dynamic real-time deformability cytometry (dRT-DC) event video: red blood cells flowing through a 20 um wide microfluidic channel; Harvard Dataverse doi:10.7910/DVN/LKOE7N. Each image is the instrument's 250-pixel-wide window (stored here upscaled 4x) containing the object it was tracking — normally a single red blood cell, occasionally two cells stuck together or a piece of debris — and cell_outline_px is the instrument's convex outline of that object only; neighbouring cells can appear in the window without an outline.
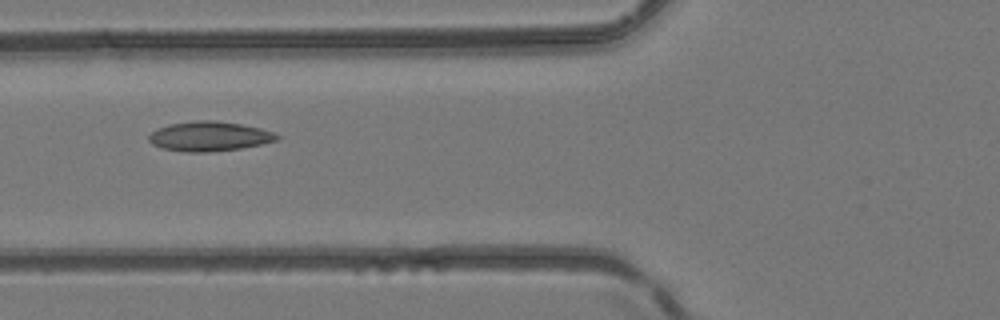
{"species": "common noctule bat (a hibernating species)", "species_latin": "Nyctalus noctula", "temperature_condition": "room temperature", "stored_images_in_passage": 4, "camera_frame_rate_fps": 3000, "um_per_image_px": 0.085, "animal": {"sex": "female", "body_mass_g": 24.6, "forearm_length_mm": 56.2}, "frame": {"image": 1, "passage_image": 4, "time_ms": 1.0, "image_size_px": [1000, 320], "cell_outline_px": [[280, 136], [276, 140], [260, 144], [240, 148], [208, 152], [184, 152], [164, 148], [152, 144], [148, 140], [148, 136], [156, 128], [168, 124], [196, 120], [216, 120], [240, 124], [260, 128], [276, 132]], "centroid_in_image_um": [17.77, 11.57], "position_along_channel_um": 108.0, "area_um2": 22.14}}